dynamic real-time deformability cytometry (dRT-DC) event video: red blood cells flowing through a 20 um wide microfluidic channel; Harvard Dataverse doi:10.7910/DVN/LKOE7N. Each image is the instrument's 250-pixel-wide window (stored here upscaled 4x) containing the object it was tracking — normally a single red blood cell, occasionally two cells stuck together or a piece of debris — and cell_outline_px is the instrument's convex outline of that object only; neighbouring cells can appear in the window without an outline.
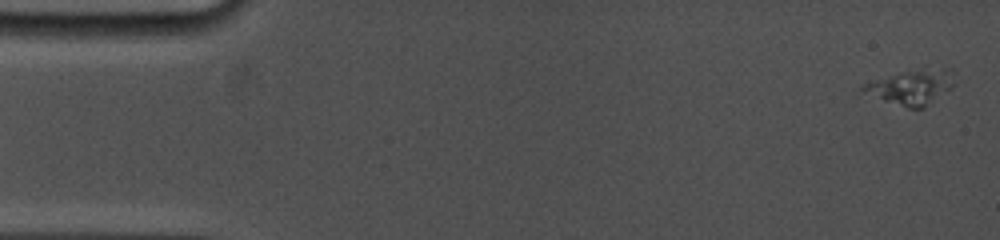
{"species": "common noctule bat (a hibernating species)", "species_latin": "Nyctalus noctula", "temperature_condition": "cold", "stored_images_in_passage": 38, "camera_frame_rate_fps": 5000, "um_per_image_px": 0.085, "animal": {"sex": "female", "body_mass_g": 19.0, "forearm_length_mm": 53.3}, "frame": {"image": 1, "passage_image": 1, "time_ms": 0.0, "image_size_px": [1000, 240], "cell_outline_px": [[956, 84], [924, 108], [908, 108], [884, 100], [860, 88], [864, 84], [924, 64], [952, 68]], "centroid_in_image_um": [77.64, 7.31], "position_along_channel_um": 7.4, "area_um2": 18.9}}
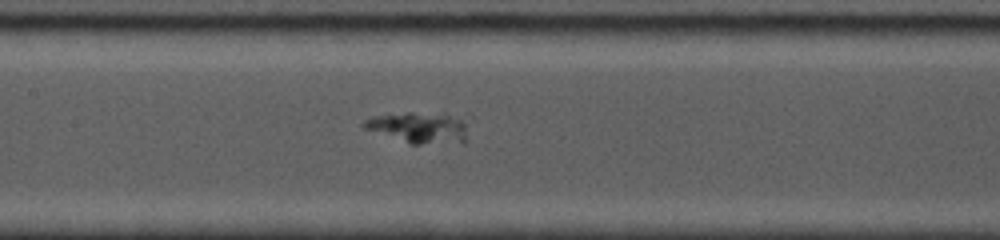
{"frame": {"image": 2, "passage_image": 17, "time_ms": 7.8, "image_size_px": [1000, 240], "cell_outline_px": [[468, 140], [420, 144], [412, 144], [364, 128], [360, 124], [364, 120], [372, 116], [408, 112], [444, 112], [464, 120]], "centroid_in_image_um": [35.6, 10.8], "position_along_channel_um": 171.8, "area_um2": 18.73}}
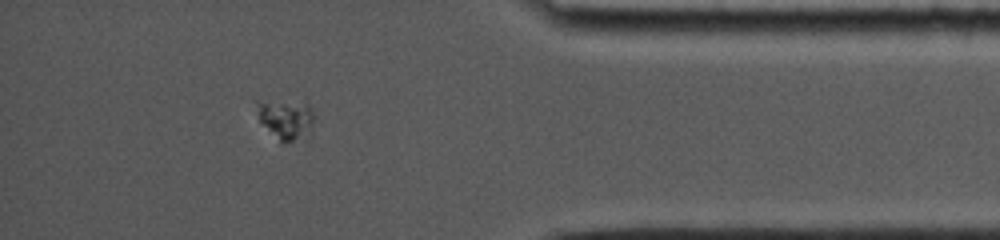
{"frame": {"image": 3, "passage_image": 33, "time_ms": 14.6, "image_size_px": [1000, 240], "cell_outline_px": [[316, 116], [312, 136], [284, 144], [260, 120], [252, 100], [304, 100], [308, 104]], "centroid_in_image_um": [24.38, 10.08], "position_along_channel_um": 410.8, "area_um2": 14.33}}